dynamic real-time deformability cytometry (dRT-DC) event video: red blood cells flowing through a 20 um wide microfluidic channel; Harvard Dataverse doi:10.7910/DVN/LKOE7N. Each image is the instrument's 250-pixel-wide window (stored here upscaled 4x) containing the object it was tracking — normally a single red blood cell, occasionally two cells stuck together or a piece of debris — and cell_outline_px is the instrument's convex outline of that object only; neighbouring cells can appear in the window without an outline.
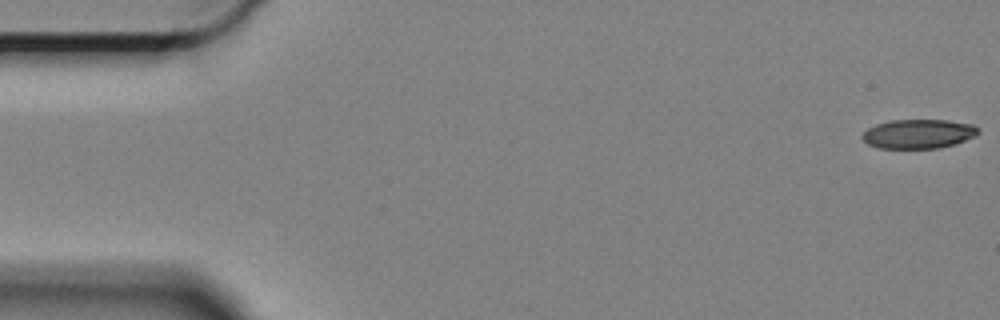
{"species": "Egyptian fruit bat (a non-hibernating species)", "species_latin": "Rousettus aegyptiacus", "temperature_condition": "cold", "stored_images_in_passage": 49, "camera_frame_rate_fps": 3000, "um_per_image_px": 0.085, "animal": {"sex": "female"}, "frame": {"image": 1, "passage_image": 1, "time_ms": 0.0, "image_size_px": [1000, 320], "cell_outline_px": [[980, 132], [976, 136], [940, 148], [880, 148], [868, 144], [860, 136], [868, 128], [876, 124], [888, 120], [948, 120], [972, 124]], "centroid_in_image_um": [78.04, 11.37], "position_along_channel_um": 7.0, "area_um2": 19.65}}
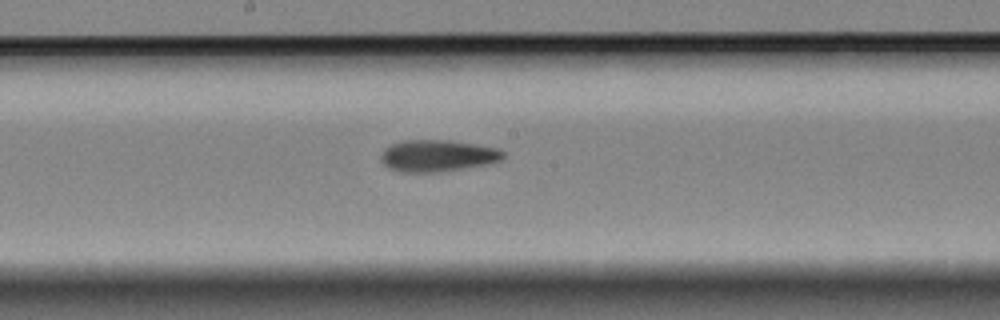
{"frame": {"image": 2, "passage_image": 31, "time_ms": 10.0, "image_size_px": [1000, 320], "cell_outline_px": [[504, 156], [500, 160], [484, 164], [436, 172], [400, 172], [388, 168], [380, 160], [380, 156], [384, 148], [392, 144], [404, 140], [444, 140], [476, 144], [500, 148], [504, 152]], "centroid_in_image_um": [37.14, 13.23], "position_along_channel_um": 211.1, "area_um2": 22.43}}
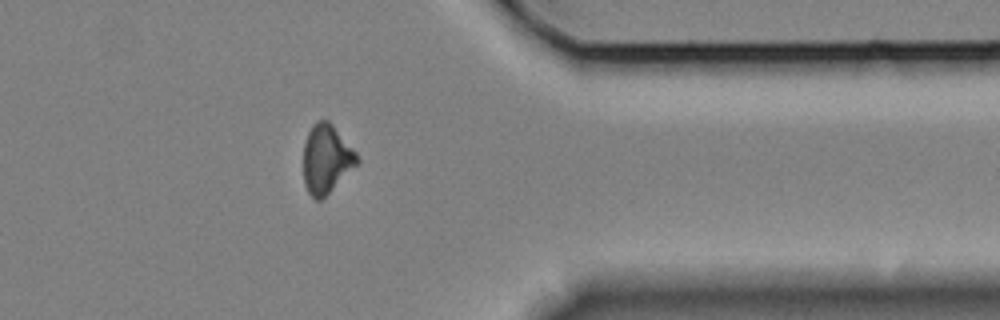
{"frame": {"image": 3, "passage_image": 48, "time_ms": 15.667, "image_size_px": [1000, 320], "cell_outline_px": [[360, 160], [320, 200], [316, 200], [308, 192], [304, 184], [304, 144], [308, 132], [312, 124], [316, 120], [328, 120], [332, 124], [356, 152]], "centroid_in_image_um": [27.71, 13.47], "position_along_channel_um": 383.7, "area_um2": 20.98}, "authors_computed_cell_mechanics": {"area_um2": 22.0218, "velocity_mm_per_s": 3.2947, "shape_relaxation_time_tau1_ms": null, "shape_relaxation_time_tau2_ms": 5.3718, "deformation_change_tau1": null, "deformation_change_tau2": 0.1219}}